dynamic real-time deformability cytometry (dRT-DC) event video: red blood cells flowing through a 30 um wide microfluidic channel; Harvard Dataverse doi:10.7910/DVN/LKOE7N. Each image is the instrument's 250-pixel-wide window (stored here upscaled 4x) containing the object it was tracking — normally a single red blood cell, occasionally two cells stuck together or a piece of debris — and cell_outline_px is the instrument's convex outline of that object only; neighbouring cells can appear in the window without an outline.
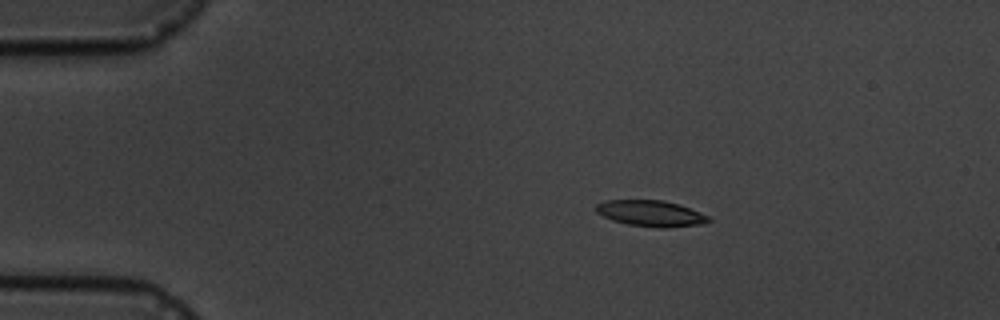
{"species": "common noctule bat (a hibernating species)", "species_latin": "Nyctalus noctula", "temperature_condition": "cold", "stored_images_in_passage": 6, "camera_frame_rate_fps": 3000, "um_per_image_px": 0.085, "animal": {"sex": "male", "body_mass_g": 19.5, "forearm_length_mm": 54.6}, "frame": {"image": 1, "passage_image": 3, "time_ms": 2.333, "image_size_px": [1000, 320], "cell_outline_px": [[712, 220], [704, 224], [668, 228], [660, 228], [628, 224], [612, 220], [596, 212], [596, 204], [604, 200], [664, 200], [680, 204], [700, 212], [708, 216]], "centroid_in_image_um": [55.35, 18.14], "position_along_channel_um": 29.6, "area_um2": 17.22}}
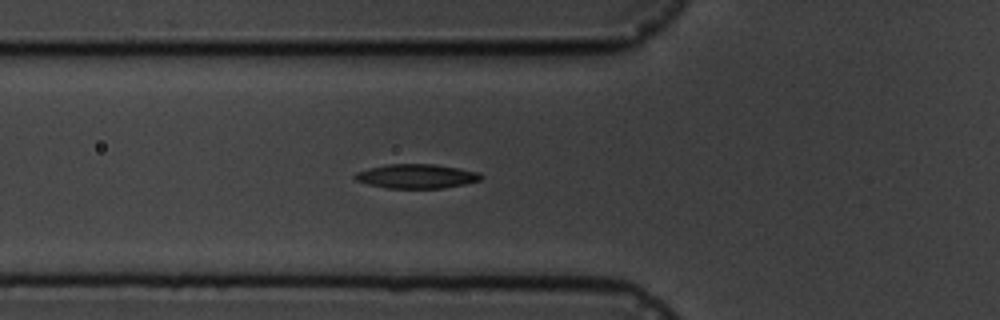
{"frame": {"image": 2, "passage_image": 6, "time_ms": 5.667, "image_size_px": [1000, 320], "cell_outline_px": [[484, 176], [480, 180], [464, 184], [444, 188], [388, 188], [368, 184], [356, 180], [352, 176], [356, 172], [368, 168], [388, 164], [436, 164], [480, 172]], "centroid_in_image_um": [35.41, 14.97], "position_along_channel_um": 90.4, "area_um2": 17.86}}